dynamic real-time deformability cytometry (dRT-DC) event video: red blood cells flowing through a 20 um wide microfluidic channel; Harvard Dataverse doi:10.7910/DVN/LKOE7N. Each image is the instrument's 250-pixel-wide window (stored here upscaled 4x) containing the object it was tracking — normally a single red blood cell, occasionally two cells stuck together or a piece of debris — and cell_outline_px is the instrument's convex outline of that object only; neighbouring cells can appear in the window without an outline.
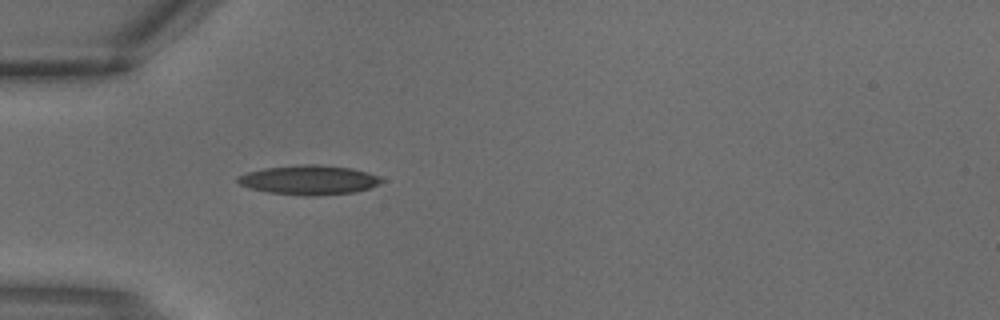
{"species": "common noctule bat (a hibernating species)", "species_latin": "Nyctalus noctula", "temperature_condition": "warm", "stored_images_in_passage": 1, "camera_frame_rate_fps": 3000, "um_per_image_px": 0.085, "animal": {"sex": "male", "body_mass_g": 18.8}, "frame": {"image": 1, "passage_image": 1, "time_ms": 0.0, "image_size_px": [1000, 320], "cell_outline_px": [[384, 180], [380, 184], [356, 192], [316, 196], [304, 196], [268, 192], [248, 188], [240, 184], [236, 180], [236, 176], [248, 172], [264, 168], [300, 164], [320, 164], [352, 168], [380, 176]], "centroid_in_image_um": [26.26, 15.29], "position_along_channel_um": 58.7, "area_um2": 24.91}}